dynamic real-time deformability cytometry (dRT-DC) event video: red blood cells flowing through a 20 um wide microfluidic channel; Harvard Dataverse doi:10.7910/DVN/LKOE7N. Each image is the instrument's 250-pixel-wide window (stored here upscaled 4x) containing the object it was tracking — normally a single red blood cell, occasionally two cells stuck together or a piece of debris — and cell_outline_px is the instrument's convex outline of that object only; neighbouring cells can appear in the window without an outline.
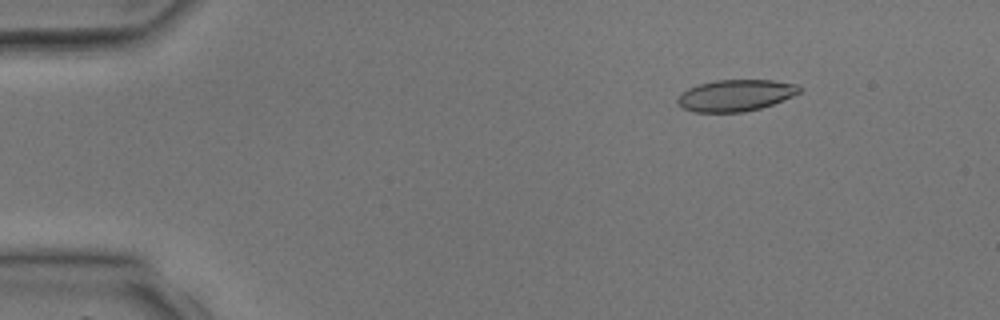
{"species": "common noctule bat (a hibernating species)", "species_latin": "Nyctalus noctula", "temperature_condition": "room temperature", "stored_images_in_passage": 5, "camera_frame_rate_fps": 3000, "um_per_image_px": 0.085, "animal": {"sex": "male", "body_mass_g": 17.9, "forearm_length_mm": 54.2}, "frame": {"image": 1, "passage_image": 2, "time_ms": 1.333, "image_size_px": [1000, 320], "cell_outline_px": [[804, 88], [800, 92], [792, 96], [772, 104], [760, 108], [744, 112], [696, 112], [684, 108], [676, 100], [688, 88], [700, 84], [716, 80], [772, 80], [796, 84]], "centroid_in_image_um": [62.57, 8.1], "position_along_channel_um": 22.4, "area_um2": 22.14}}